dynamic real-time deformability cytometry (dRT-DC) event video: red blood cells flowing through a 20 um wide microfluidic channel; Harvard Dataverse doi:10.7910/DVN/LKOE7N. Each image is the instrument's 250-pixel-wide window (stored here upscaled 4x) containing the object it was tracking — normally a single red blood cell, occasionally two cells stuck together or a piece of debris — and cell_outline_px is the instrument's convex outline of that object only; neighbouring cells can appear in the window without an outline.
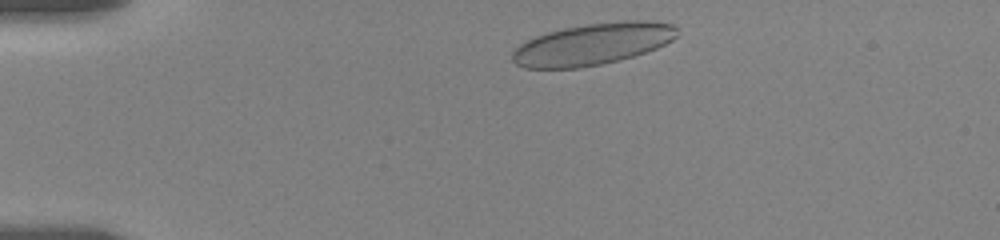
{"species": "human", "species_latin": "Homo sapiens", "temperature_condition": "room temperature", "stored_images_in_passage": 10, "camera_frame_rate_fps": 3000, "um_per_image_px": 0.085, "donor": {"sex": "female"}, "frame": {"image": 1, "passage_image": 1, "time_ms": 0.0, "image_size_px": [1000, 240], "cell_outline_px": [[676, 36], [672, 40], [656, 48], [620, 60], [580, 68], [524, 68], [516, 64], [512, 60], [512, 52], [520, 44], [536, 36], [548, 32], [564, 28], [588, 24], [624, 20], [652, 20], [672, 24], [676, 28]], "centroid_in_image_um": [50.37, 3.74], "position_along_channel_um": 34.6, "area_um2": 39.82}}
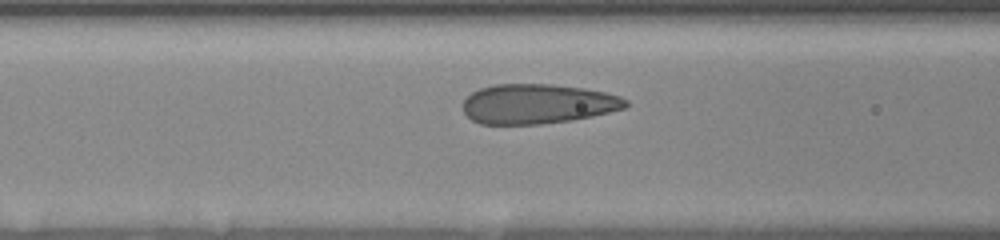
{"frame": {"image": 2, "passage_image": 7, "time_ms": 4.0, "image_size_px": [1000, 240], "cell_outline_px": [[628, 104], [624, 108], [592, 116], [572, 120], [540, 124], [480, 124], [472, 120], [464, 112], [464, 100], [472, 92], [480, 88], [496, 84], [552, 84], [584, 88], [604, 92], [620, 96], [628, 100]], "centroid_in_image_um": [45.7, 8.83], "position_along_channel_um": 120.9, "area_um2": 37.63}}
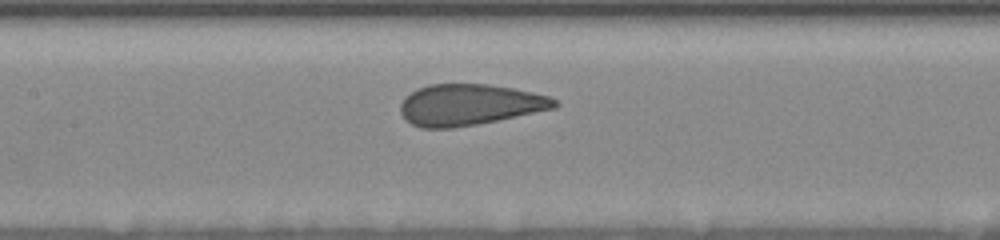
{"frame": {"image": 3, "passage_image": 10, "time_ms": 5.333, "image_size_px": [1000, 240], "cell_outline_px": [[560, 104], [556, 108], [476, 124], [452, 128], [420, 128], [404, 120], [400, 112], [400, 104], [404, 96], [416, 88], [428, 84], [488, 84], [512, 88], [548, 96], [556, 100]], "centroid_in_image_um": [39.84, 8.9], "position_along_channel_um": 167.6, "area_um2": 37.05}}